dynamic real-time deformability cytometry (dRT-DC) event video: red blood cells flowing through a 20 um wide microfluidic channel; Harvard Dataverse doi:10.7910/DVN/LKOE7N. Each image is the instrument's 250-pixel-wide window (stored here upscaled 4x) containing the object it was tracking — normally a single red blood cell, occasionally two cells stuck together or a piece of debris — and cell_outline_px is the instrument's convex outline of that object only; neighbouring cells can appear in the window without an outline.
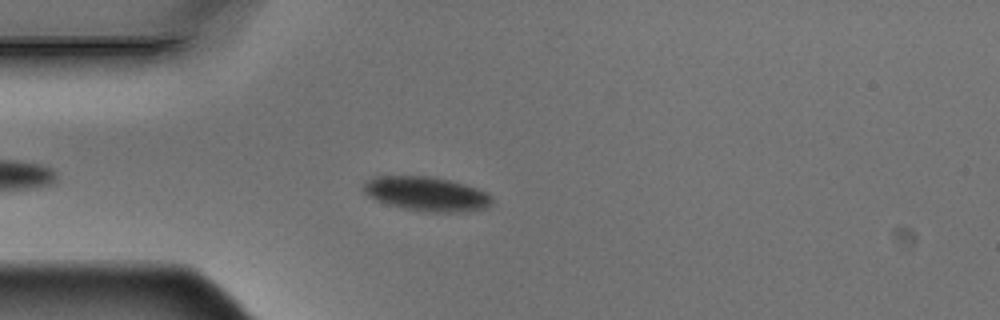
{"species": "Egyptian fruit bat (a non-hibernating species)", "species_latin": "Rousettus aegyptiacus", "temperature_condition": "warm", "stored_images_in_passage": 5, "camera_frame_rate_fps": 3000, "um_per_image_px": 0.085, "animal": {"sex": "male"}, "frame": {"image": 1, "passage_image": 5, "time_ms": 1.333, "image_size_px": [1000, 320], "cell_outline_px": [[492, 204], [488, 208], [468, 212], [420, 212], [388, 204], [376, 200], [368, 196], [364, 192], [364, 180], [376, 176], [432, 176], [452, 180], [488, 192], [492, 196]], "centroid_in_image_um": [36.29, 16.48], "position_along_channel_um": 48.7, "area_um2": 26.13}}